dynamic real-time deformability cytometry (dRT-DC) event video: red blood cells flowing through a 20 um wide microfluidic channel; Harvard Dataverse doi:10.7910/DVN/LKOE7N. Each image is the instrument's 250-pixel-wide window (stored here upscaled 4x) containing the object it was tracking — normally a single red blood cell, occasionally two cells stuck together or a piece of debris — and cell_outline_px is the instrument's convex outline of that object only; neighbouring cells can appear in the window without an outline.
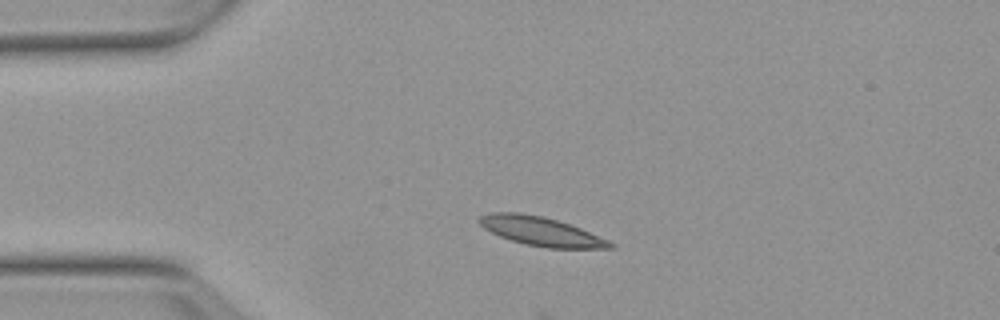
{"species": "Egyptian fruit bat (a non-hibernating species)", "species_latin": "Rousettus aegyptiacus", "temperature_condition": "warm", "stored_images_in_passage": 13, "camera_frame_rate_fps": 3000, "um_per_image_px": 0.085, "animal": {"sex": "female"}, "frame": {"image": 1, "passage_image": 9, "time_ms": 2.667, "image_size_px": [1000, 320], "cell_outline_px": [[616, 248], [548, 248], [524, 244], [500, 236], [484, 228], [476, 220], [480, 216], [488, 212], [520, 212], [544, 216], [580, 228], [608, 240], [616, 244]], "centroid_in_image_um": [45.97, 19.65], "position_along_channel_um": 39.0, "area_um2": 22.02}}